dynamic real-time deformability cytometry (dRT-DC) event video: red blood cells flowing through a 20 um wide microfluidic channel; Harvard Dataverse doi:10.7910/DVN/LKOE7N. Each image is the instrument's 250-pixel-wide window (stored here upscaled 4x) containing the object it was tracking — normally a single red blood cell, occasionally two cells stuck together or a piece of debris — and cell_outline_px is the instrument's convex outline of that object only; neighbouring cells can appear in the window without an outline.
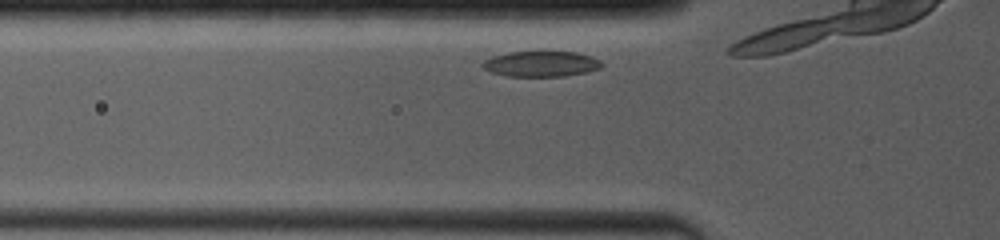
{"species": "common noctule bat (a hibernating species)", "species_latin": "Nyctalus noctula", "temperature_condition": "room temperature", "stored_images_in_passage": 3, "camera_frame_rate_fps": 4000, "um_per_image_px": 0.085, "animal": {"sex": "female", "body_mass_g": 19.0, "forearm_length_mm": 53.3}, "frame": {"image": 1, "passage_image": 2, "time_ms": 0.25, "image_size_px": [1000, 240], "cell_outline_px": [[604, 64], [600, 68], [584, 72], [564, 76], [508, 76], [492, 72], [484, 68], [480, 64], [484, 60], [492, 56], [508, 52], [544, 48], [576, 52], [592, 56], [600, 60]], "centroid_in_image_um": [46.0, 5.36], "position_along_channel_um": 79.8, "area_um2": 18.61}}